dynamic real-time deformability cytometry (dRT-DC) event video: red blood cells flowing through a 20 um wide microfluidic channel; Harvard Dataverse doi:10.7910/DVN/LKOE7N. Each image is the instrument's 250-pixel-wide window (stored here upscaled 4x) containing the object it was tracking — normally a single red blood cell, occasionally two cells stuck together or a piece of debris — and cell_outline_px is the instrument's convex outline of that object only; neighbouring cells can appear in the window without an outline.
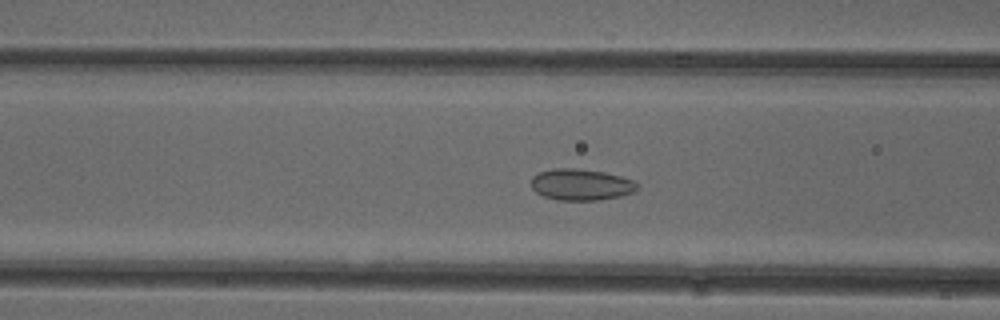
{"species": "common noctule bat (a hibernating species)", "species_latin": "Nyctalus noctula", "temperature_condition": "cold", "stored_images_in_passage": 53, "camera_frame_rate_fps": 3000, "um_per_image_px": 0.085, "animal": {"sex": "female"}, "frame": {"image": 1, "passage_image": 21, "time_ms": 6.667, "image_size_px": [1000, 320], "cell_outline_px": [[640, 188], [636, 192], [620, 196], [600, 200], [556, 200], [544, 196], [536, 192], [532, 188], [532, 176], [540, 172], [556, 168], [576, 168], [604, 172], [620, 176], [632, 180], [640, 184]], "centroid_in_image_um": [49.44, 15.7], "position_along_channel_um": 117.2, "area_um2": 19.54}}
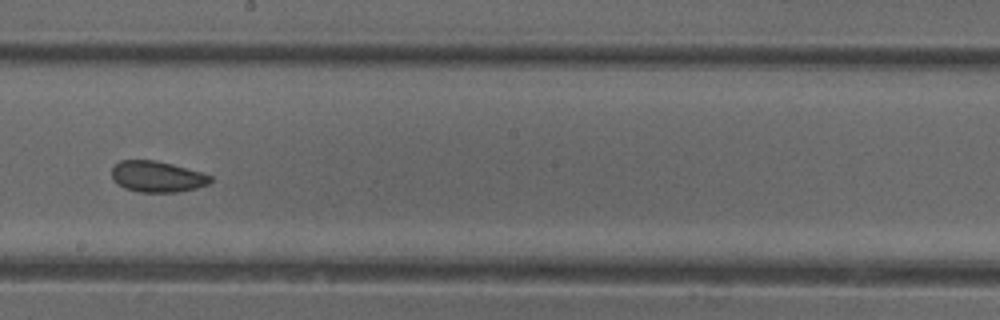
{"frame": {"image": 2, "passage_image": 30, "time_ms": 9.667, "image_size_px": [1000, 320], "cell_outline_px": [[212, 180], [208, 184], [196, 188], [176, 192], [140, 192], [124, 188], [116, 184], [112, 180], [112, 164], [120, 160], [156, 160], [172, 164], [200, 172], [212, 176]], "centroid_in_image_um": [13.3, 15.01], "position_along_channel_um": 234.9, "area_um2": 17.98}}
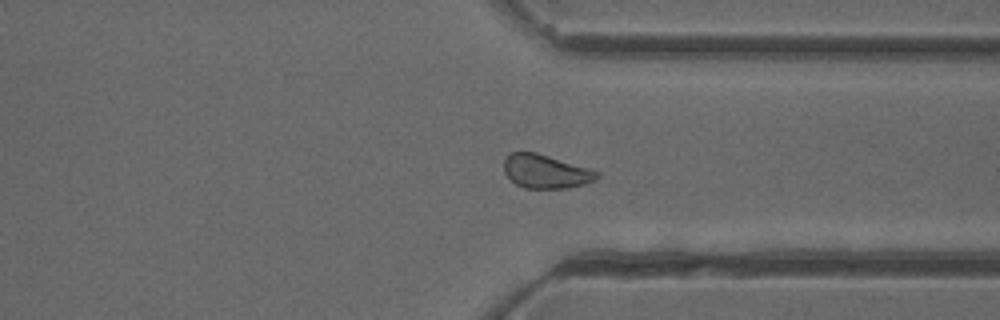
{"frame": {"image": 3, "passage_image": 40, "time_ms": 13.0, "image_size_px": [1000, 320], "cell_outline_px": [[600, 176], [596, 180], [584, 184], [564, 188], [524, 188], [516, 184], [504, 172], [504, 160], [512, 152], [536, 152], [592, 168], [600, 172]], "centroid_in_image_um": [46.44, 14.57], "position_along_channel_um": 365.0, "area_um2": 18.38}, "authors_computed_cell_mechanics": {"area_um2": 19.4786, "velocity_mm_per_s": 3.9168, "shape_relaxation_time_tau1_ms": null, "shape_relaxation_time_tau2_ms": 2.8393, "deformation_change_tau1": null, "deformation_change_tau2": 0.0759}}